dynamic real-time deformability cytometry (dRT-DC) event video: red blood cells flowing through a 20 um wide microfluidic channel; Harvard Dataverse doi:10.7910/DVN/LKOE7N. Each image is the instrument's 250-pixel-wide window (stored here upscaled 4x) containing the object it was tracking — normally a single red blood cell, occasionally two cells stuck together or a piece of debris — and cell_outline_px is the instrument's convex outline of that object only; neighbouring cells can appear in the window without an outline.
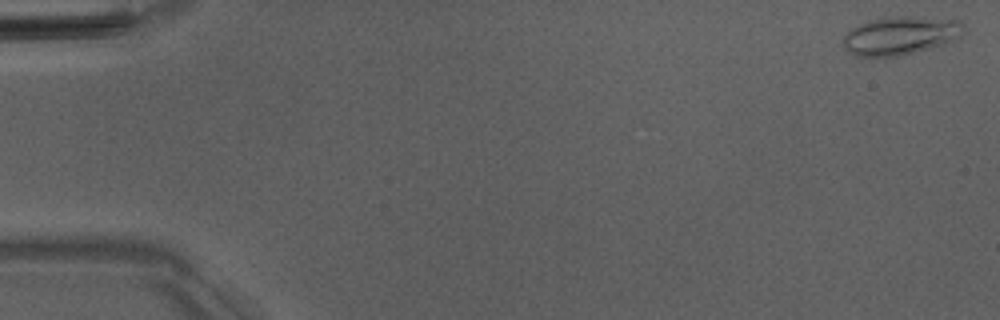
{"species": "Egyptian fruit bat (a non-hibernating species)", "species_latin": "Rousettus aegyptiacus", "temperature_condition": "room temperature", "stored_images_in_passage": 7, "camera_frame_rate_fps": 3000, "um_per_image_px": 0.085, "animal": {"sex": "male"}, "frame": {"image": 1, "passage_image": 1, "time_ms": 0.0, "image_size_px": [1000, 320], "cell_outline_px": [[960, 36], [944, 44], [896, 56], [856, 56], [848, 52], [844, 48], [844, 36], [852, 28], [868, 20], [892, 16], [908, 16], [960, 20]], "centroid_in_image_um": [76.47, 3.01], "position_along_channel_um": 8.5, "area_um2": 26.36}}